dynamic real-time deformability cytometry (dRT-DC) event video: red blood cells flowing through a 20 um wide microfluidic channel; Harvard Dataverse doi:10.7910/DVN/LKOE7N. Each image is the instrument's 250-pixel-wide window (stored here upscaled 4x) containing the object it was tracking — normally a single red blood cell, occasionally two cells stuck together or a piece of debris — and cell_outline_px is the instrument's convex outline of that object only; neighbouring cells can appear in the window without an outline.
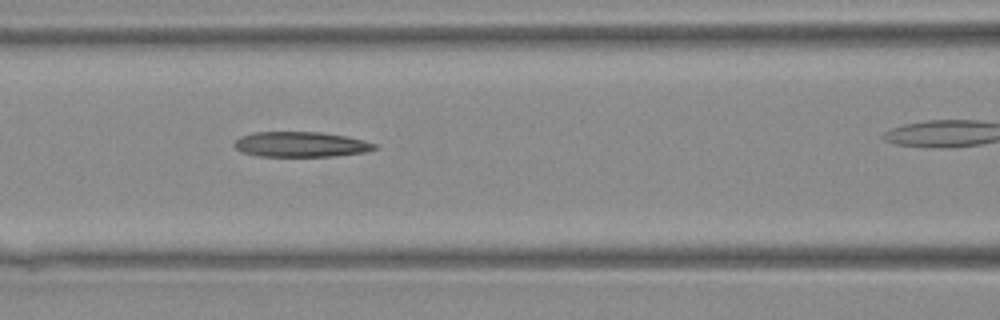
{"species": "Egyptian fruit bat (a non-hibernating species)", "species_latin": "Rousettus aegyptiacus", "temperature_condition": "warm", "stored_images_in_passage": 9, "camera_frame_rate_fps": 3000, "um_per_image_px": 0.085, "animal": {"sex": "female"}, "frame": {"image": 1, "passage_image": 6, "time_ms": 1.667, "image_size_px": [1000, 320], "cell_outline_px": [[376, 148], [364, 152], [332, 156], [256, 156], [240, 152], [232, 144], [240, 136], [252, 132], [320, 132], [344, 136], [376, 144]], "centroid_in_image_um": [25.47, 12.27], "position_along_channel_um": 141.1, "area_um2": 20.46}}
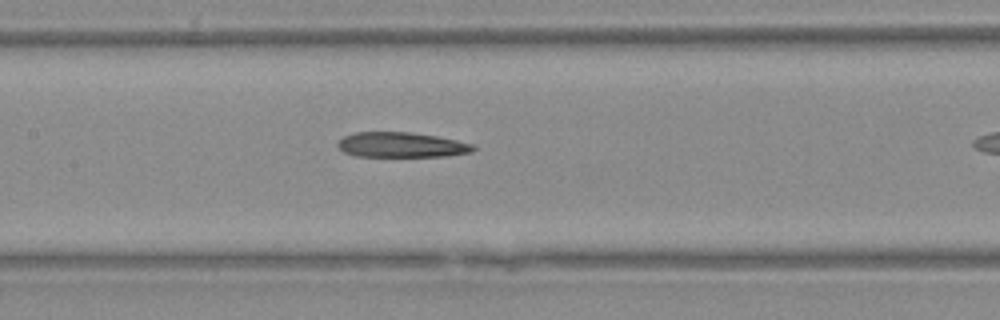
{"frame": {"image": 2, "passage_image": 8, "time_ms": 2.333, "image_size_px": [1000, 320], "cell_outline_px": [[476, 148], [472, 152], [448, 156], [356, 156], [344, 152], [336, 144], [344, 136], [356, 132], [408, 132], [436, 136], [456, 140], [472, 144]], "centroid_in_image_um": [34.12, 12.31], "position_along_channel_um": 173.3, "area_um2": 19.65}}